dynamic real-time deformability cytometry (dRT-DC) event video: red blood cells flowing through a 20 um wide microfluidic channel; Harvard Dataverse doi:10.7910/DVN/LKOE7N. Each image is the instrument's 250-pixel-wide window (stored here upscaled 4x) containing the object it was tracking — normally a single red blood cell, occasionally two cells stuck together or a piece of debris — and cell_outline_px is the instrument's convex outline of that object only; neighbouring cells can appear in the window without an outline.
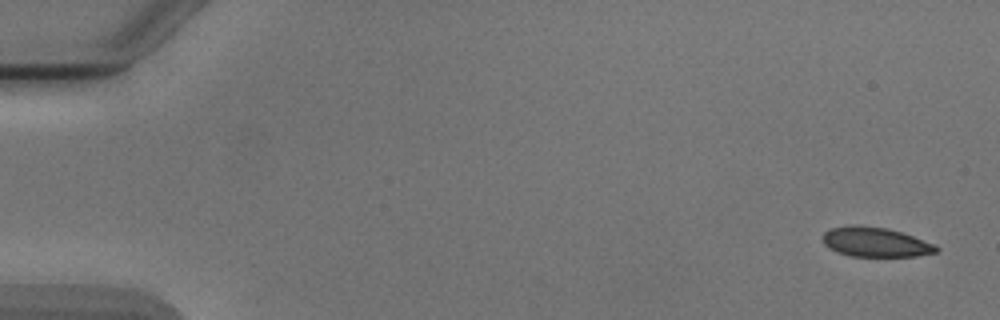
{"species": "Egyptian fruit bat (a non-hibernating species)", "species_latin": "Rousettus aegyptiacus", "temperature_condition": "cold", "stored_images_in_passage": 5, "camera_frame_rate_fps": 3000, "um_per_image_px": 0.085, "animal": {"sex": "male"}, "frame": {"image": 1, "passage_image": 1, "time_ms": 0.0, "image_size_px": [1000, 320], "cell_outline_px": [[940, 248], [936, 252], [916, 256], [852, 256], [836, 252], [828, 248], [824, 244], [820, 236], [828, 228], [852, 224], [856, 224], [888, 228], [936, 244]], "centroid_in_image_um": [74.35, 20.56], "position_along_channel_um": 10.7, "area_um2": 19.88}}
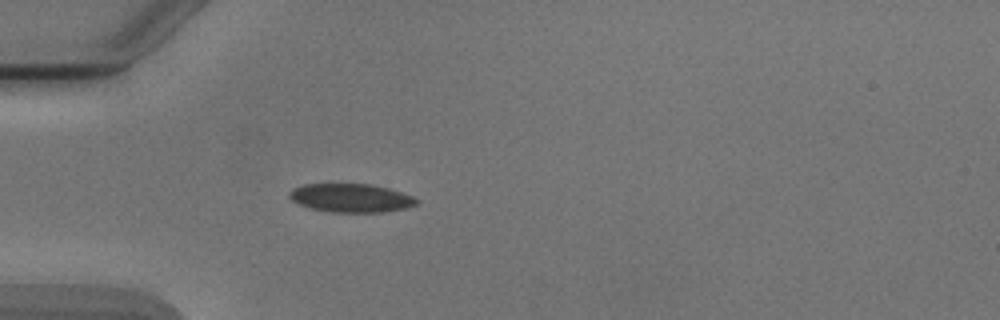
{"frame": {"image": 2, "passage_image": 5, "time_ms": 4.667, "image_size_px": [1000, 320], "cell_outline_px": [[420, 200], [416, 204], [408, 208], [380, 212], [332, 212], [308, 208], [292, 200], [288, 196], [288, 192], [292, 188], [304, 184], [372, 184], [388, 188], [412, 196]], "centroid_in_image_um": [29.81, 16.82], "position_along_channel_um": 55.2, "area_um2": 21.21}}